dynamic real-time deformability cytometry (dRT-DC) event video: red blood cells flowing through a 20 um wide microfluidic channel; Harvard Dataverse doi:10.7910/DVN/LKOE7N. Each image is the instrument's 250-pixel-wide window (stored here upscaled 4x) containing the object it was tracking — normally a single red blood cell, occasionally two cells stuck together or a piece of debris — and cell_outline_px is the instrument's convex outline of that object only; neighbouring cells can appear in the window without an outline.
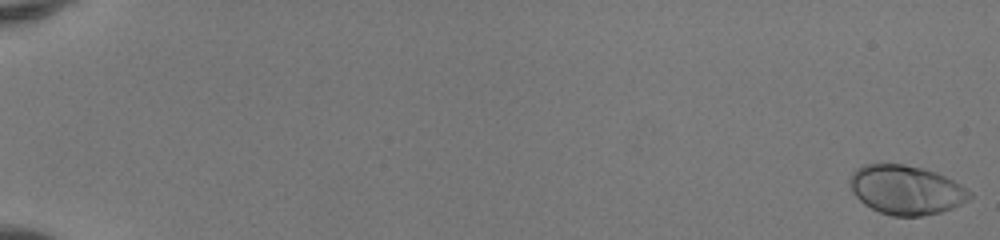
{"species": "human", "species_latin": "Homo sapiens", "temperature_condition": "room temperature", "stored_images_in_passage": 52, "camera_frame_rate_fps": 3000, "um_per_image_px": 0.085, "donor": {"sex": "female"}, "frame": {"image": 1, "passage_image": 1, "time_ms": 0.0, "image_size_px": [1000, 240], "cell_outline_px": [[972, 196], [968, 200], [952, 208], [940, 212], [920, 216], [892, 216], [880, 212], [864, 204], [852, 192], [848, 184], [852, 172], [856, 168], [864, 164], [904, 164], [924, 168], [936, 172], [960, 184], [972, 192]], "centroid_in_image_um": [77.0, 16.13], "position_along_channel_um": 8.0, "area_um2": 34.39}}
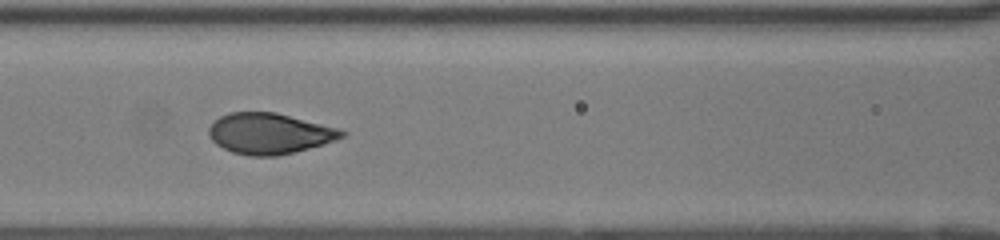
{"frame": {"image": 2, "passage_image": 26, "time_ms": 8.333, "image_size_px": [1000, 240], "cell_outline_px": [[348, 132], [344, 136], [336, 140], [308, 148], [276, 156], [248, 156], [232, 152], [216, 144], [208, 136], [208, 128], [220, 116], [228, 112], [276, 112], [340, 128]], "centroid_in_image_um": [22.9, 11.34], "position_along_channel_um": 143.7, "area_um2": 31.67}}
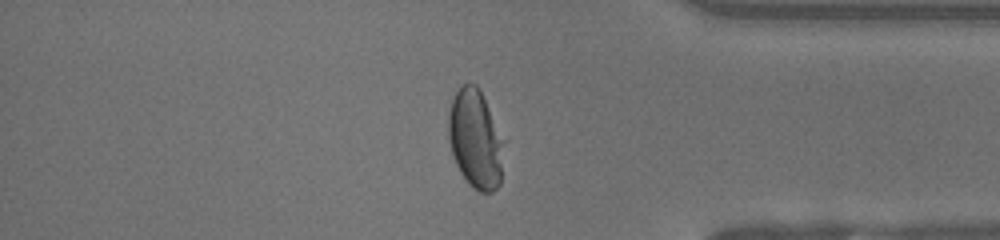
{"frame": {"image": 3, "passage_image": 45, "time_ms": 14.667, "image_size_px": [1000, 240], "cell_outline_px": [[504, 140], [500, 184], [492, 192], [480, 192], [472, 188], [468, 184], [460, 172], [452, 156], [448, 140], [448, 116], [452, 100], [456, 92], [464, 84], [476, 84], [480, 88]], "centroid_in_image_um": [40.4, 11.84], "position_along_channel_um": 394.8, "area_um2": 32.08}, "authors_computed_cell_mechanics": {"area_um2": 32.2524, "velocity_mm_per_s": 4.1567, "shape_relaxation_time_tau1_ms": 3.3221, "shape_relaxation_time_tau2_ms": null, "deformation_change_tau1": 0.1989, "deformation_change_tau2": null}}